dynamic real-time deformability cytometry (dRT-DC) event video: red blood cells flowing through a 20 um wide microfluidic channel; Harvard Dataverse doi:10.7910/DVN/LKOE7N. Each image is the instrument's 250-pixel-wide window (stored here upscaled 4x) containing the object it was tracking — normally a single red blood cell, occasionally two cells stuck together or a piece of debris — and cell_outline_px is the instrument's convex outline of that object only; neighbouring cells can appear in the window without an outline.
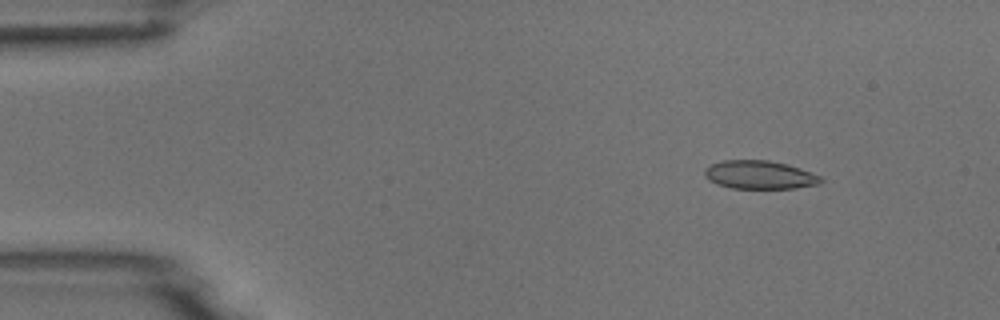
{"species": "common noctule bat (a hibernating species)", "species_latin": "Nyctalus noctula", "temperature_condition": "room temperature", "stored_images_in_passage": 7, "camera_frame_rate_fps": 3000, "um_per_image_px": 0.085, "animal": {"sex": "male", "body_mass_g": 18.8}, "frame": {"image": 1, "passage_image": 2, "time_ms": 1.0, "image_size_px": [1000, 320], "cell_outline_px": [[824, 180], [820, 184], [796, 188], [732, 188], [716, 184], [708, 180], [704, 176], [704, 168], [712, 164], [724, 160], [768, 160], [788, 164], [800, 168], [820, 176]], "centroid_in_image_um": [64.56, 14.86], "position_along_channel_um": 20.4, "area_um2": 19.31}}
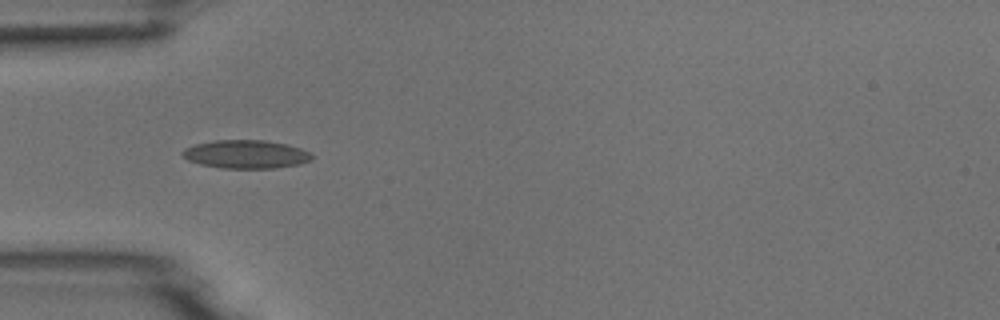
{"frame": {"image": 2, "passage_image": 5, "time_ms": 4.333, "image_size_px": [1000, 320], "cell_outline_px": [[312, 160], [300, 164], [276, 168], [220, 168], [200, 164], [188, 160], [180, 152], [184, 148], [196, 144], [216, 140], [264, 140], [288, 144], [312, 152]], "centroid_in_image_um": [20.93, 13.11], "position_along_channel_um": 64.1, "area_um2": 21.5}}